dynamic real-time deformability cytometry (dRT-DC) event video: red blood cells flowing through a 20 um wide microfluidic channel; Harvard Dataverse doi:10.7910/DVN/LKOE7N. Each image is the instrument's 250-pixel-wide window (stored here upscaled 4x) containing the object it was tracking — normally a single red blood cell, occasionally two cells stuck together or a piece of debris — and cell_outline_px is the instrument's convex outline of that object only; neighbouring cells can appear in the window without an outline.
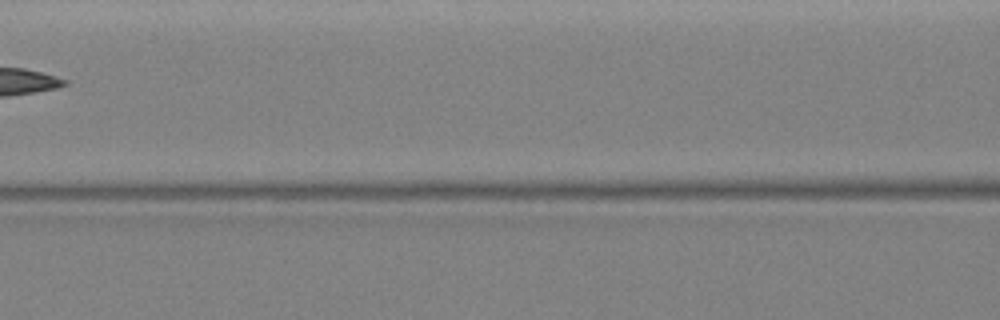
{"species": "Egyptian fruit bat (a non-hibernating species)", "species_latin": "Rousettus aegyptiacus", "temperature_condition": "warm", "stored_images_in_passage": 7, "camera_frame_rate_fps": 3000, "um_per_image_px": 0.085, "animal": {"sex": "female"}, "frame": {"image": 1, "passage_image": 6, "time_ms": 1.667, "image_size_px": [1000, 320], "cell_outline_px": [[388, 48], [380, 56], [252, 60], [232, 48], [248, 40], [364, 40], [384, 44]], "centroid_in_image_um": [26.25, 4.17], "position_along_channel_um": 140.4, "area_um2": 18.44}}